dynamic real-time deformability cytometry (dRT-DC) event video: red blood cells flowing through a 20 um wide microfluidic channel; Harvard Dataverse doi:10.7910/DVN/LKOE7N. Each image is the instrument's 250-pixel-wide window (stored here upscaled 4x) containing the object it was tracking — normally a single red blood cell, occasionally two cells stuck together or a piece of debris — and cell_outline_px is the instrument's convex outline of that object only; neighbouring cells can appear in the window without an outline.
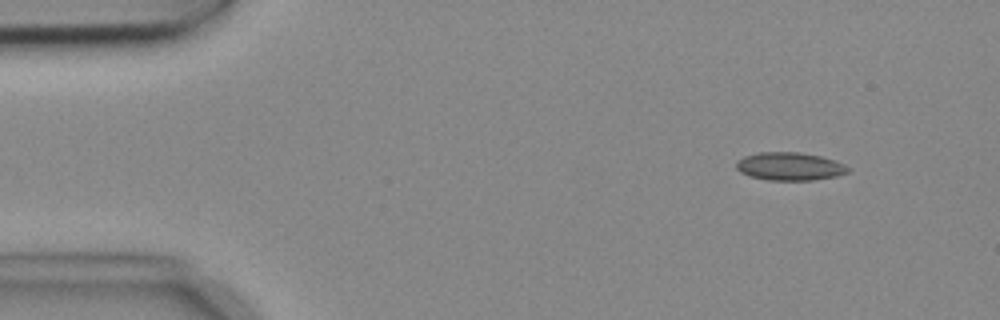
{"species": "common noctule bat (a hibernating species)", "species_latin": "Nyctalus noctula", "temperature_condition": "cold", "stored_images_in_passage": 6, "camera_frame_rate_fps": 3000, "um_per_image_px": 0.085, "animal": {"sex": "female", "body_mass_g": 18.4}, "frame": {"image": 1, "passage_image": 2, "time_ms": 0.333, "image_size_px": [1000, 320], "cell_outline_px": [[852, 168], [848, 172], [836, 176], [812, 180], [768, 180], [748, 176], [740, 172], [736, 168], [736, 160], [744, 156], [756, 152], [800, 152], [820, 156], [836, 160]], "centroid_in_image_um": [67.11, 14.13], "position_along_channel_um": 17.9, "area_um2": 18.5}}